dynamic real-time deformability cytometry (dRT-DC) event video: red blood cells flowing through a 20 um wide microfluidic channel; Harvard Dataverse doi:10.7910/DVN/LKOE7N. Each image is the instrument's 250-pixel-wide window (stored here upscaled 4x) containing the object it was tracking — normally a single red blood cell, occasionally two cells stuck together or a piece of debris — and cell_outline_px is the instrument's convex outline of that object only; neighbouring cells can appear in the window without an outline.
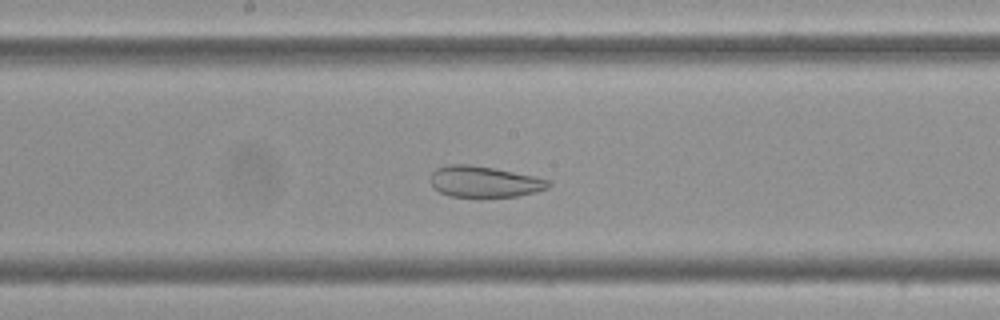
{"species": "Egyptian fruit bat (a non-hibernating species)", "species_latin": "Rousettus aegyptiacus", "temperature_condition": "cold", "stored_images_in_passage": 45, "camera_frame_rate_fps": 3000, "um_per_image_px": 0.085, "frame": {"image": 1, "passage_image": 18, "time_ms": 5.667, "image_size_px": [1000, 320], "cell_outline_px": [[552, 184], [548, 188], [536, 192], [520, 196], [480, 200], [476, 200], [448, 196], [432, 188], [432, 172], [436, 168], [448, 164], [468, 164], [492, 168], [552, 180]], "centroid_in_image_um": [41.16, 15.51], "position_along_channel_um": 207.0, "area_um2": 22.31}}
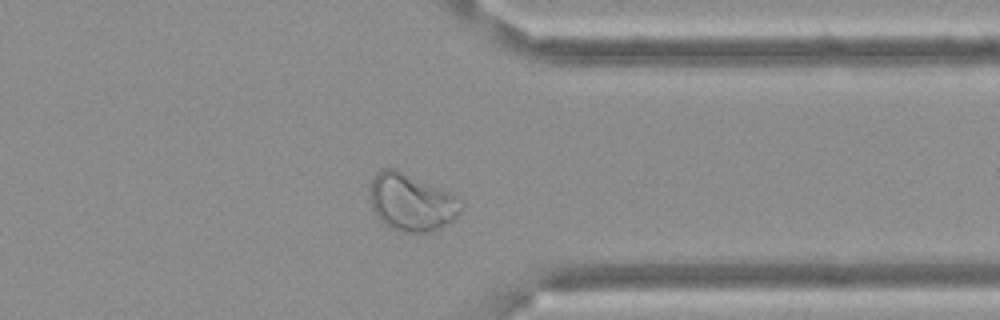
{"frame": {"image": 2, "passage_image": 33, "time_ms": 10.667, "image_size_px": [1000, 320], "cell_outline_px": [[464, 208], [452, 220], [440, 228], [424, 232], [400, 232], [384, 224], [376, 216], [372, 208], [368, 196], [368, 188], [372, 180], [384, 168], [396, 168], [448, 192], [456, 196], [464, 204]], "centroid_in_image_um": [34.94, 17.2], "position_along_channel_um": 376.5, "area_um2": 30.46}}
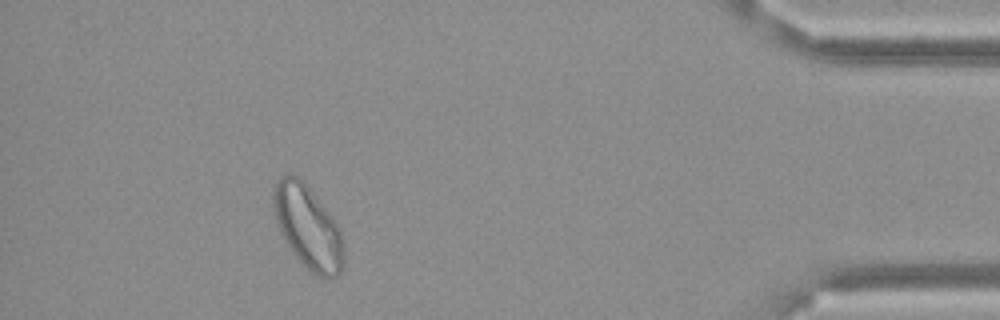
{"frame": {"image": 3, "passage_image": 40, "time_ms": 13.0, "image_size_px": [1000, 320], "cell_outline_px": [[344, 268], [336, 276], [316, 276], [308, 272], [292, 252], [284, 240], [276, 220], [272, 204], [272, 196], [276, 184], [280, 176], [296, 176], [304, 180], [336, 224], [340, 232], [344, 248]], "centroid_in_image_um": [26.16, 19.34], "position_along_channel_um": 409.0, "area_um2": 33.81}, "authors_computed_cell_mechanics": {"area_um2": 27.9752, "velocity_mm_per_s": 3.4496, "shape_relaxation_time_tau1_ms": null, "shape_relaxation_time_tau2_ms": 1.102, "deformation_change_tau1": null, "deformation_change_tau2": 0.0747}}